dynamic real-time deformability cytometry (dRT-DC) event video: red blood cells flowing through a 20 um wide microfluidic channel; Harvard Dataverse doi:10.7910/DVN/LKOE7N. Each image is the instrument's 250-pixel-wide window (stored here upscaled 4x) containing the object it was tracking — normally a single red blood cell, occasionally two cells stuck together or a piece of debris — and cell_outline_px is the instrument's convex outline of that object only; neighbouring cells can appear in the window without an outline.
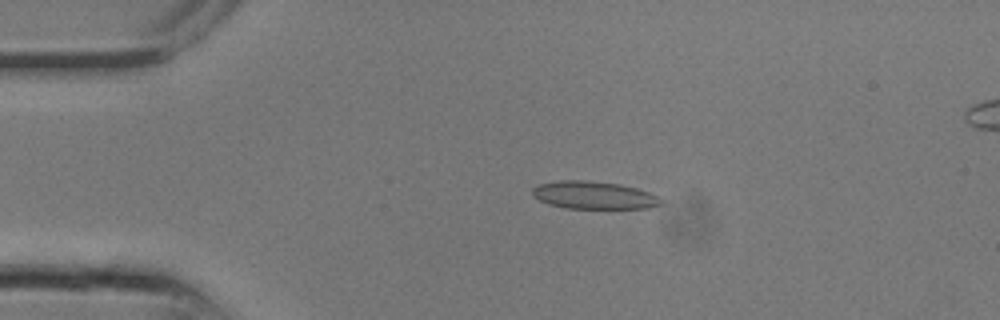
{"species": "common noctule bat (a hibernating species)", "species_latin": "Nyctalus noctula", "temperature_condition": "room temperature", "stored_images_in_passage": 13, "camera_frame_rate_fps": 3000, "um_per_image_px": 0.085, "animal": {"sex": "male", "body_mass_g": 13.3}, "frame": {"image": 1, "passage_image": 6, "time_ms": 1.667, "image_size_px": [1000, 320], "cell_outline_px": [[664, 204], [648, 208], [564, 208], [548, 204], [532, 196], [532, 188], [540, 184], [560, 180], [584, 180], [620, 184], [636, 188], [648, 192], [664, 200]], "centroid_in_image_um": [50.48, 16.59], "position_along_channel_um": 34.5, "area_um2": 20.75}}
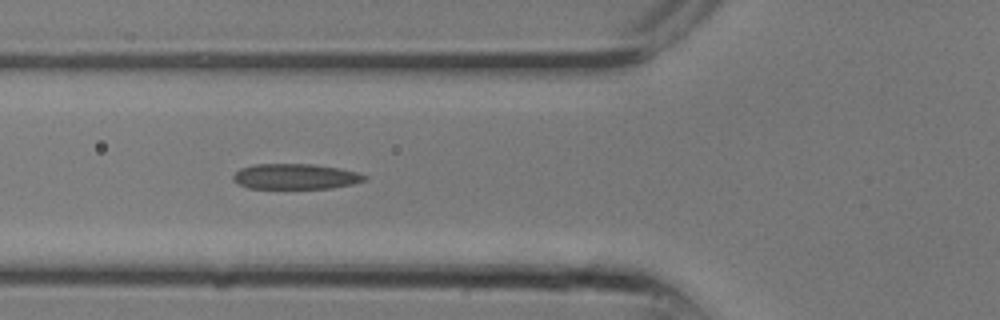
{"frame": {"image": 2, "passage_image": 10, "time_ms": 3.0, "image_size_px": [1000, 320], "cell_outline_px": [[368, 180], [352, 184], [332, 188], [248, 188], [232, 180], [232, 176], [240, 168], [252, 164], [316, 164], [340, 168], [356, 172], [368, 176]], "centroid_in_image_um": [25.13, 14.99], "position_along_channel_um": 100.7, "area_um2": 19.59}}
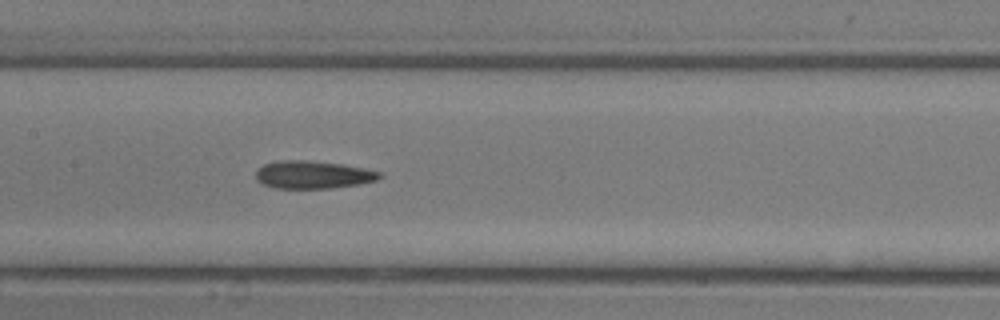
{"frame": {"image": 3, "passage_image": 13, "time_ms": 4.0, "image_size_px": [1000, 320], "cell_outline_px": [[384, 176], [376, 180], [360, 184], [332, 188], [276, 188], [264, 184], [256, 180], [256, 172], [264, 164], [280, 160], [304, 160], [340, 164], [380, 172]], "centroid_in_image_um": [26.59, 14.86], "position_along_channel_um": 180.8, "area_um2": 19.77}}